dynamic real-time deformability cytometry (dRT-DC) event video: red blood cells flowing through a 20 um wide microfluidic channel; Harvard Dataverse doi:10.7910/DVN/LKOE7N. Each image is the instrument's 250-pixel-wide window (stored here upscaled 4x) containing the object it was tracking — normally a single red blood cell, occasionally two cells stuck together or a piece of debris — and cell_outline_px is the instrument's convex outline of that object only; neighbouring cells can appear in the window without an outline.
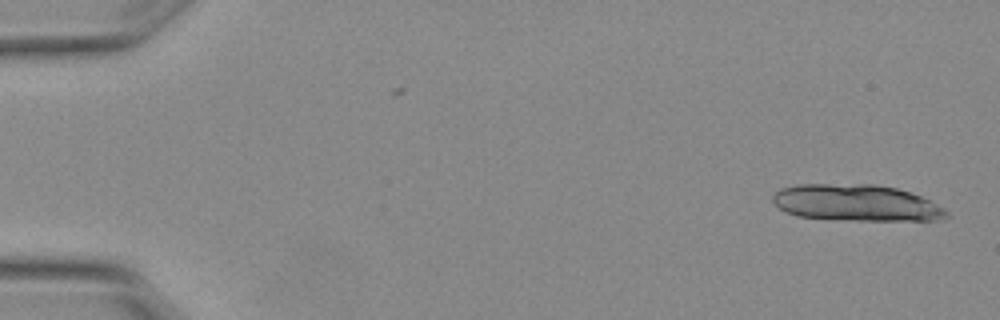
{"species": "Egyptian fruit bat (a non-hibernating species)", "species_latin": "Rousettus aegyptiacus", "temperature_condition": "warm", "stored_images_in_passage": 4, "camera_frame_rate_fps": 3000, "um_per_image_px": 0.085, "animal": {"sex": "female"}, "frame": {"image": 1, "passage_image": 1, "time_ms": 0.0, "image_size_px": [1000, 320], "cell_outline_px": [[948, 216], [944, 220], [836, 220], [796, 216], [780, 208], [772, 200], [772, 196], [780, 188], [796, 184], [872, 184], [896, 188], [920, 196], [928, 200], [948, 212]], "centroid_in_image_um": [72.74, 17.25], "position_along_channel_um": 12.3, "area_um2": 36.88}}